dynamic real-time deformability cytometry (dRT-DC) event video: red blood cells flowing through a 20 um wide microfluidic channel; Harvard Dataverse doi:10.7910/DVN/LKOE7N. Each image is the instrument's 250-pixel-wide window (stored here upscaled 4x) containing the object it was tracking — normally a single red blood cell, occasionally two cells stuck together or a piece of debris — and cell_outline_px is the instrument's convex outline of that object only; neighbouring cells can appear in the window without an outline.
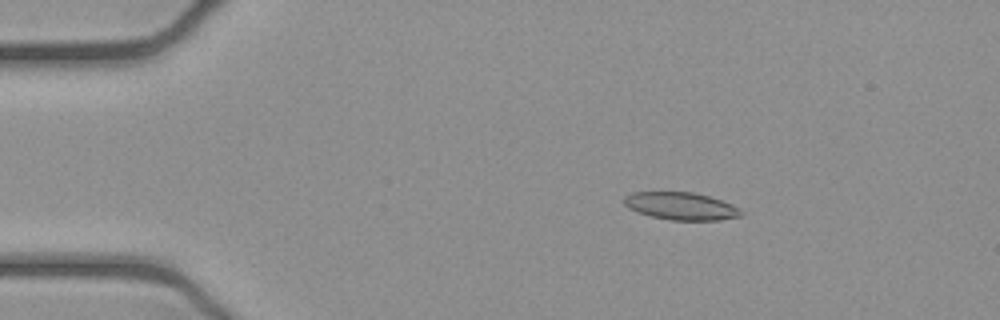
{"species": "common noctule bat (a hibernating species)", "species_latin": "Nyctalus noctula", "temperature_condition": "cold", "stored_images_in_passage": 52, "camera_frame_rate_fps": 3000, "um_per_image_px": 0.085, "animal": {"sex": "female", "body_mass_g": 21.9}, "frame": {"image": 1, "passage_image": 9, "time_ms": 2.667, "image_size_px": [1000, 320], "cell_outline_px": [[744, 212], [740, 216], [720, 220], [672, 220], [652, 216], [636, 212], [628, 208], [624, 204], [624, 196], [632, 192], [692, 192], [708, 196], [732, 204], [740, 208]], "centroid_in_image_um": [57.88, 17.52], "position_along_channel_um": 27.1, "area_um2": 18.79}}
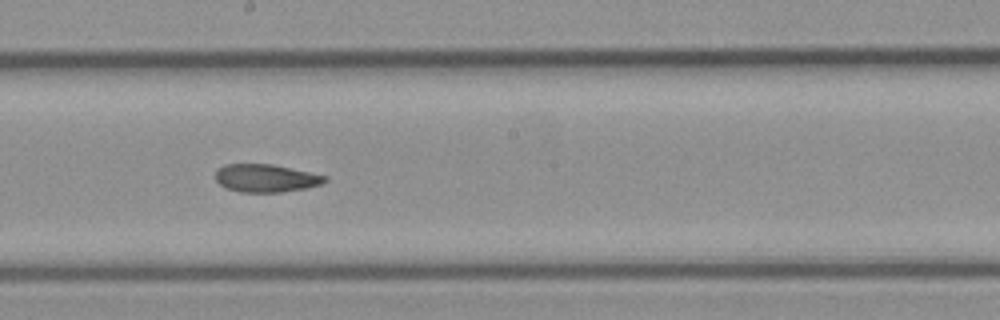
{"frame": {"image": 2, "passage_image": 29, "time_ms": 9.333, "image_size_px": [1000, 320], "cell_outline_px": [[328, 180], [320, 184], [304, 188], [280, 192], [240, 192], [228, 188], [220, 184], [216, 180], [216, 172], [224, 164], [272, 164], [328, 176]], "centroid_in_image_um": [22.61, 15.14], "position_along_channel_um": 225.6, "area_um2": 17.57}}
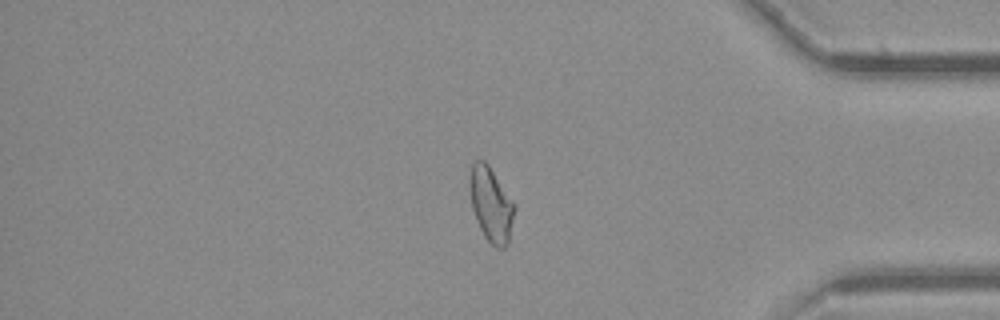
{"frame": {"image": 3, "passage_image": 44, "time_ms": 14.333, "image_size_px": [1000, 320], "cell_outline_px": [[516, 208], [508, 244], [504, 248], [496, 248], [484, 236], [476, 220], [472, 208], [468, 184], [468, 180], [472, 164], [476, 160], [484, 160], [488, 164], [516, 204]], "centroid_in_image_um": [41.74, 17.37], "position_along_channel_um": 393.5, "area_um2": 19.71}, "authors_computed_cell_mechanics": {"area_um2": 19.1607, "velocity_mm_per_s": 3.9056, "shape_relaxation_time_tau1_ms": 8.4933, "shape_relaxation_time_tau2_ms": 3.1489, "deformation_change_tau1": 0.2044, "deformation_change_tau2": 0.1042}}